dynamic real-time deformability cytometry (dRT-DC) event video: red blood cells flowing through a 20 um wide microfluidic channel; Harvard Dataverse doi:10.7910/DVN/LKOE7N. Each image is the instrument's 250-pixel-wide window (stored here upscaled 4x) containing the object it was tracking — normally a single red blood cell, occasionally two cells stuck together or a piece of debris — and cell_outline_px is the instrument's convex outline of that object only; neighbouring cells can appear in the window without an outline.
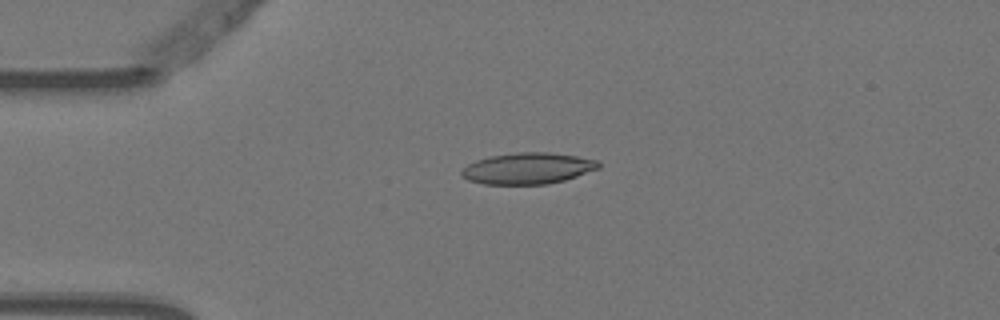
{"species": "Egyptian fruit bat (a non-hibernating species)", "species_latin": "Rousettus aegyptiacus", "temperature_condition": "warm", "stored_images_in_passage": 5, "camera_frame_rate_fps": 3000, "um_per_image_px": 0.085, "animal": {"sex": "female"}, "frame": {"image": 1, "passage_image": 4, "time_ms": 1.0, "image_size_px": [1000, 320], "cell_outline_px": [[600, 168], [564, 180], [548, 184], [484, 184], [468, 180], [460, 172], [468, 164], [476, 160], [492, 156], [516, 152], [548, 152], [576, 156], [596, 160], [600, 164]], "centroid_in_image_um": [44.87, 14.31], "position_along_channel_um": 40.1, "area_um2": 24.74}}